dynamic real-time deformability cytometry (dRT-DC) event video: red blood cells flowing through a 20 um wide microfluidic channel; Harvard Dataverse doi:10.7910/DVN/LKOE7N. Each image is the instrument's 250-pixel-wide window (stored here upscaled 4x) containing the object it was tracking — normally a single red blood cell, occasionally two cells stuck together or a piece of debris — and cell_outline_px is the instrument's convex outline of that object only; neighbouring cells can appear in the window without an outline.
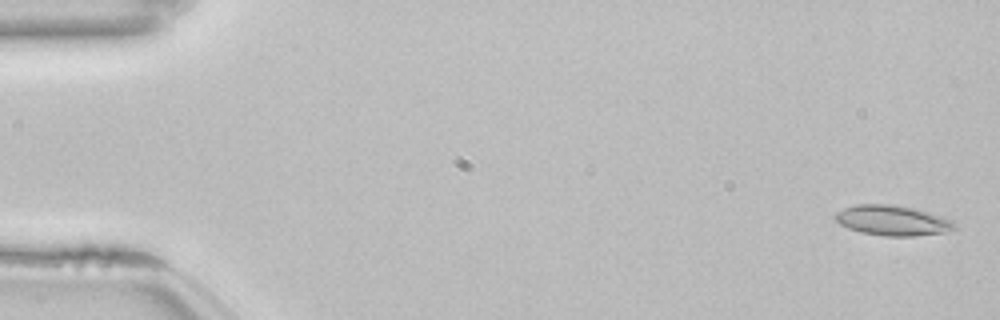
{"species": "common noctule bat (a hibernating species)", "species_latin": "Nyctalus noctula", "temperature_condition": "room temperature", "stored_images_in_passage": 54, "camera_frame_rate_fps": 3000, "um_per_image_px": 0.085, "animal": {"sex": "female", "body_mass_g": 22.7, "forearm_length_mm": 54.2}, "frame": {"image": 1, "passage_image": 2, "time_ms": 0.333, "image_size_px": [1000, 320], "cell_outline_px": [[956, 228], [944, 232], [916, 236], [884, 236], [860, 232], [848, 228], [840, 224], [832, 216], [836, 212], [844, 208], [856, 204], [896, 204], [928, 212], [952, 220], [956, 224]], "centroid_in_image_um": [75.83, 18.73], "position_along_channel_um": 9.2, "area_um2": 21.04}}
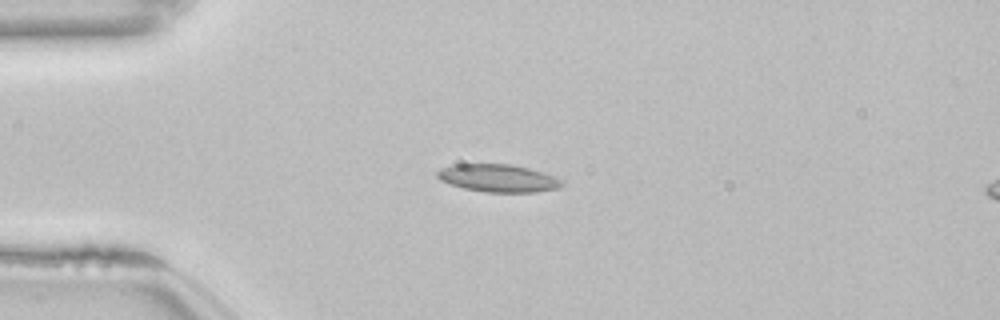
{"frame": {"image": 2, "passage_image": 14, "time_ms": 4.333, "image_size_px": [1000, 320], "cell_outline_px": [[564, 184], [560, 188], [536, 192], [484, 192], [464, 188], [440, 180], [436, 176], [436, 172], [440, 168], [452, 164], [512, 164], [528, 168], [552, 176], [560, 180]], "centroid_in_image_um": [42.3, 15.14], "position_along_channel_um": 42.7, "area_um2": 20.0}}
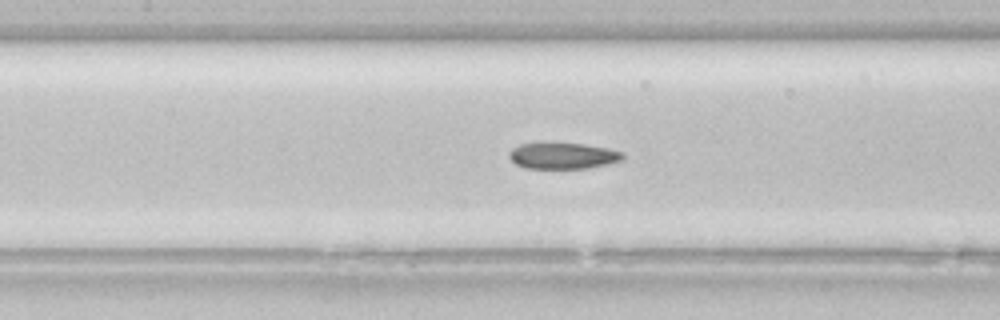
{"frame": {"image": 3, "passage_image": 25, "time_ms": 8.0, "image_size_px": [1000, 320], "cell_outline_px": [[624, 160], [608, 164], [588, 168], [524, 168], [516, 164], [508, 156], [508, 152], [512, 148], [520, 144], [584, 144], [608, 148], [624, 152]], "centroid_in_image_um": [47.88, 13.25], "position_along_channel_um": 159.5, "area_um2": 17.22}, "authors_computed_cell_mechanics": {"area_um2": 19.3919, "velocity_mm_per_s": 3.8491, "shape_relaxation_time_tau1_ms": null, "shape_relaxation_time_tau2_ms": 6.9232, "deformation_change_tau1": null, "deformation_change_tau2": 0.1404}}